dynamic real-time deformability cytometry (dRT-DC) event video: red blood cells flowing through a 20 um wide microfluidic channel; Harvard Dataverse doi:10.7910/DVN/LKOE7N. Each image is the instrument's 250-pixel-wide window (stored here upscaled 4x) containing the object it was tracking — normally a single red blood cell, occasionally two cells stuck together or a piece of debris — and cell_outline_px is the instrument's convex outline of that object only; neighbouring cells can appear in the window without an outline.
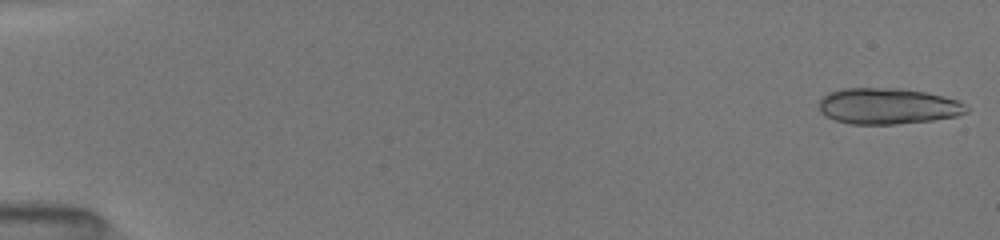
{"species": "common noctule bat (a hibernating species)", "species_latin": "Nyctalus noctula", "temperature_condition": "room temperature", "stored_images_in_passage": 52, "segment_of_instrument_passage": [1, 2], "camera_frame_rate_fps": 3000, "um_per_image_px": 0.085, "animal": {"sex": "female", "body_mass_g": 19.5, "forearm_length_mm": 54.1}, "frame": {"image": 1, "passage_image": 1, "time_ms": 0.0, "image_size_px": [1000, 240], "cell_outline_px": [[968, 112], [956, 116], [932, 120], [896, 124], [848, 124], [824, 116], [820, 112], [820, 100], [828, 92], [844, 88], [900, 88], [924, 92], [944, 96], [960, 100], [968, 108]], "centroid_in_image_um": [75.47, 9.02], "position_along_channel_um": 9.5, "area_um2": 31.1}}